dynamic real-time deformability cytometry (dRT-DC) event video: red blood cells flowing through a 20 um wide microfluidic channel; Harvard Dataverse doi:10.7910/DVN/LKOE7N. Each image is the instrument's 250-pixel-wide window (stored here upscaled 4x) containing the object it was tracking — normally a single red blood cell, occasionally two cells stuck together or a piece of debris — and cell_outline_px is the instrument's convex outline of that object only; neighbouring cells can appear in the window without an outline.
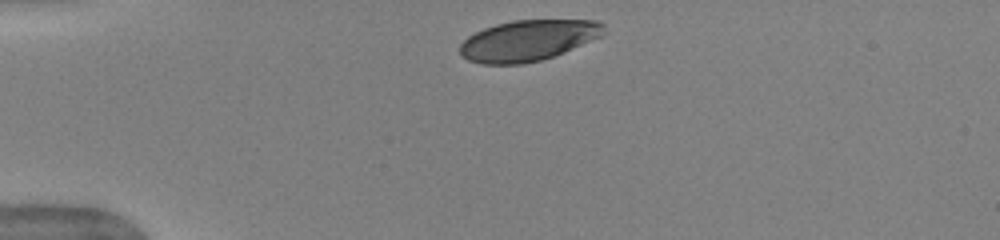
{"species": "human", "species_latin": "Homo sapiens", "temperature_condition": "warm", "stored_images_in_passage": 21, "camera_frame_rate_fps": 3000, "um_per_image_px": 0.085, "donor": {"sex": "female"}, "frame": {"image": 1, "passage_image": 1, "time_ms": 0.0, "image_size_px": [1000, 240], "cell_outline_px": [[604, 32], [600, 36], [564, 52], [540, 60], [524, 64], [480, 64], [468, 60], [460, 56], [460, 44], [468, 36], [484, 28], [496, 24], [512, 20], [600, 20], [604, 24]], "centroid_in_image_um": [44.85, 3.44], "position_along_channel_um": 40.1, "area_um2": 34.22}}
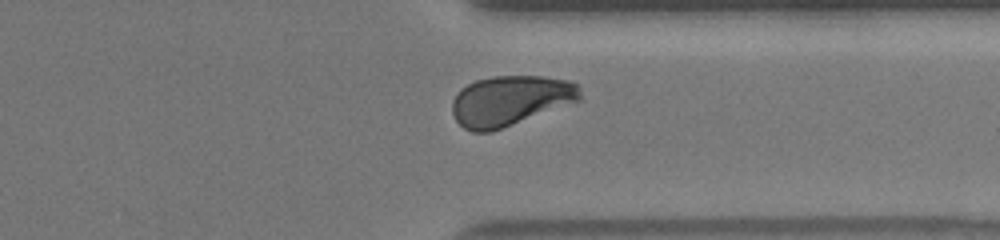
{"frame": {"image": 2, "passage_image": 17, "time_ms": 5.333, "image_size_px": [1000, 240], "cell_outline_px": [[584, 100], [492, 132], [472, 132], [464, 128], [456, 120], [452, 112], [452, 100], [460, 88], [476, 80], [492, 76], [544, 76], [576, 80], [580, 84]], "centroid_in_image_um": [43.47, 8.54], "position_along_channel_um": 367.9, "area_um2": 38.44}}
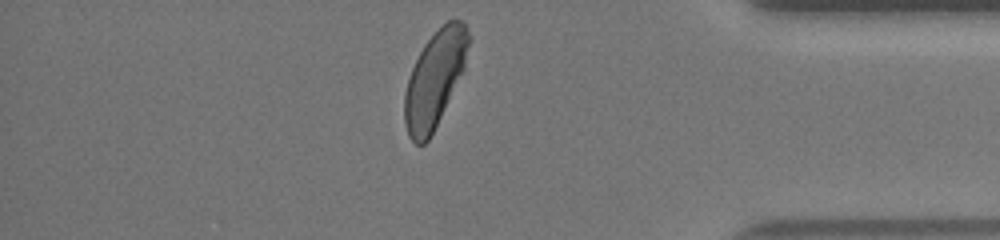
{"frame": {"image": 3, "passage_image": 20, "time_ms": 6.333, "image_size_px": [1000, 240], "cell_outline_px": [[468, 44], [464, 68], [428, 140], [424, 144], [416, 144], [408, 136], [404, 124], [404, 92], [412, 68], [424, 44], [448, 20], [460, 20], [464, 24], [468, 32]], "centroid_in_image_um": [36.91, 6.75], "position_along_channel_um": 398.3, "area_um2": 34.74}}